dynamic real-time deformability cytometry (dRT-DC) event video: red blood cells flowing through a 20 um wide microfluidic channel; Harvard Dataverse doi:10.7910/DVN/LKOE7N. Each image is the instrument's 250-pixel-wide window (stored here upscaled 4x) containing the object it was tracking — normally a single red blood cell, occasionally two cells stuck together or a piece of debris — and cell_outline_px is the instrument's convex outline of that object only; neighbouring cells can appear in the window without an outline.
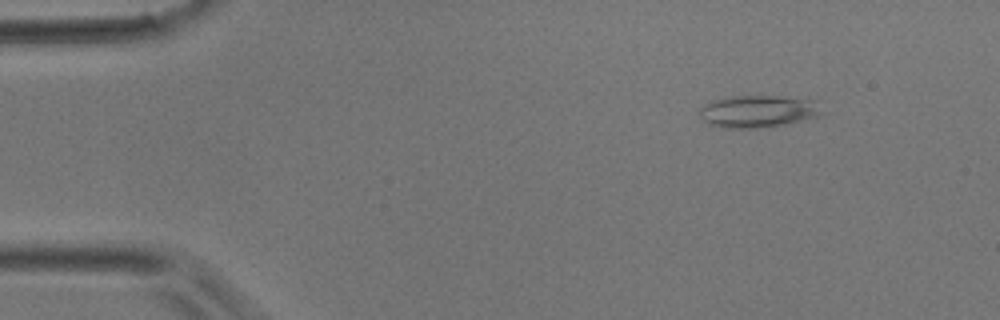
{"species": "common noctule bat (a hibernating species)", "species_latin": "Nyctalus noctula", "temperature_condition": "room temperature", "stored_images_in_passage": 5, "camera_frame_rate_fps": 3000, "um_per_image_px": 0.085, "animal": {"sex": "male", "body_mass_g": 17.9}, "frame": {"image": 1, "passage_image": 2, "time_ms": 0.333, "image_size_px": [1000, 320], "cell_outline_px": [[828, 112], [820, 116], [784, 124], [756, 128], [724, 128], [708, 124], [700, 116], [696, 108], [712, 100], [732, 96], [780, 96], [808, 100]], "centroid_in_image_um": [64.37, 9.47], "position_along_channel_um": 20.6, "area_um2": 23.0}}